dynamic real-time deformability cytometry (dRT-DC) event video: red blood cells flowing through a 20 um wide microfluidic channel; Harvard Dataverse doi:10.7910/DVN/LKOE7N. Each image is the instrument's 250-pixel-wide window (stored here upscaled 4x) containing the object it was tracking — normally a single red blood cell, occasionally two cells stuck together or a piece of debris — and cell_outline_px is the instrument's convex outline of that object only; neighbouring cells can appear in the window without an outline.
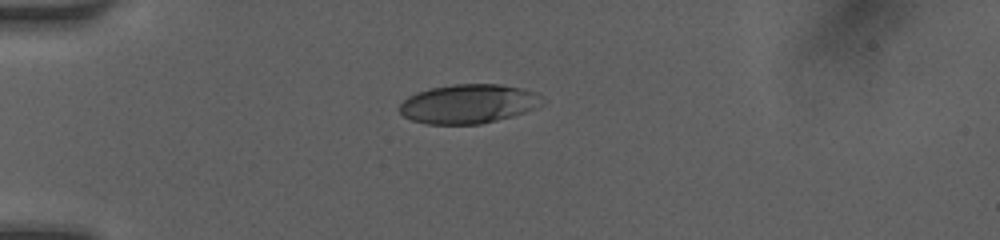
{"species": "human", "species_latin": "Homo sapiens", "temperature_condition": "room temperature", "stored_images_in_passage": 4, "camera_frame_rate_fps": 3000, "um_per_image_px": 0.085, "donor": {"sex": "female"}, "frame": {"image": 1, "passage_image": 1, "time_ms": 0.0, "image_size_px": [1000, 240], "cell_outline_px": [[544, 104], [524, 112], [512, 116], [480, 124], [428, 124], [412, 120], [404, 116], [400, 112], [400, 104], [408, 96], [416, 92], [432, 88], [452, 84], [500, 84], [520, 88], [532, 92], [540, 96]], "centroid_in_image_um": [39.79, 8.82], "position_along_channel_um": 45.2, "area_um2": 32.31}}
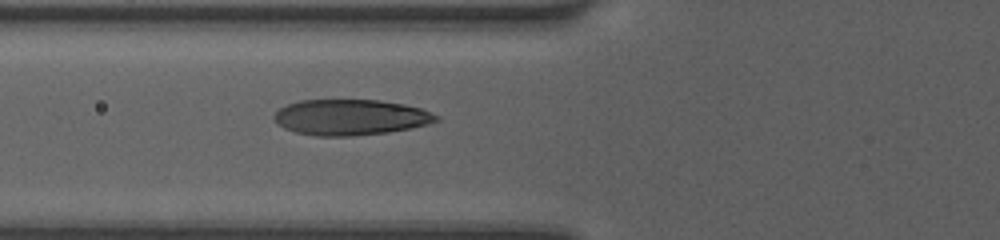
{"frame": {"image": 2, "passage_image": 4, "time_ms": 2.0, "image_size_px": [1000, 240], "cell_outline_px": [[440, 120], [428, 124], [412, 128], [388, 132], [352, 136], [316, 136], [296, 132], [284, 128], [272, 120], [272, 116], [280, 108], [288, 104], [300, 100], [380, 100], [404, 104], [420, 108], [440, 116]], "centroid_in_image_um": [29.79, 9.97], "position_along_channel_um": 96.0, "area_um2": 33.93}}